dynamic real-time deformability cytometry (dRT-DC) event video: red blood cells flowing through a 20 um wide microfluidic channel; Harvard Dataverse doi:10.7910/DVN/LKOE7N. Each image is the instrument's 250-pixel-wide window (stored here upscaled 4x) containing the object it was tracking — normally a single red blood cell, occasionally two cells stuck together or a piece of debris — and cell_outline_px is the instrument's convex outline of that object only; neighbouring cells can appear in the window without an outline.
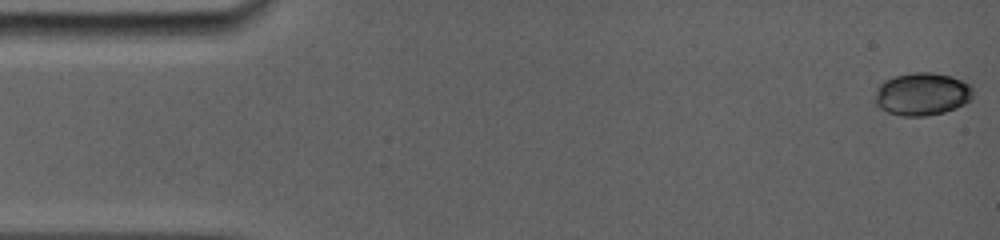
{"species": "common noctule bat (a hibernating species)", "species_latin": "Nyctalus noctula", "temperature_condition": "room temperature", "stored_images_in_passage": 4, "camera_frame_rate_fps": 5000, "um_per_image_px": 0.085, "animal": {"sex": "female", "body_mass_g": 19.0, "forearm_length_mm": 56.7}, "frame": {"image": 1, "passage_image": 1, "time_ms": 0.0, "image_size_px": [1000, 240], "cell_outline_px": [[972, 100], [956, 108], [944, 112], [928, 116], [900, 116], [888, 112], [880, 108], [876, 104], [876, 88], [884, 80], [896, 76], [912, 72], [932, 72], [952, 76], [972, 84]], "centroid_in_image_um": [78.41, 7.99], "position_along_channel_um": 6.6, "area_um2": 24.68}}